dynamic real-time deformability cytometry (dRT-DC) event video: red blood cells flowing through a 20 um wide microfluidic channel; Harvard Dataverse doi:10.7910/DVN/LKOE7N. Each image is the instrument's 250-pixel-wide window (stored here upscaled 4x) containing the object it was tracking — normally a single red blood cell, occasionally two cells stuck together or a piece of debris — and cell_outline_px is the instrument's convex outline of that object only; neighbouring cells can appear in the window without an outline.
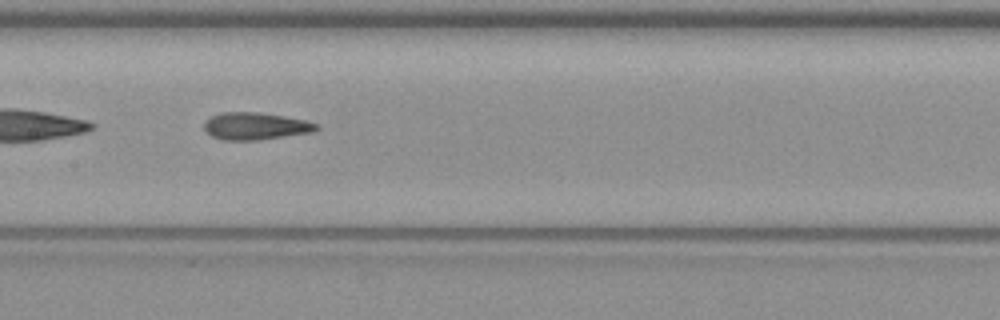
{"species": "common noctule bat (a hibernating species)", "species_latin": "Nyctalus noctula", "temperature_condition": "warm", "stored_images_in_passage": 40, "camera_frame_rate_fps": 3000, "um_per_image_px": 0.085, "animal": {"sex": "female", "body_mass_g": 19.3, "forearm_length_mm": 54.1}, "frame": {"image": 1, "passage_image": 12, "time_ms": 3.667, "image_size_px": [1000, 320], "cell_outline_px": [[320, 128], [312, 132], [260, 140], [224, 140], [212, 136], [204, 128], [204, 124], [212, 116], [220, 112], [256, 112], [284, 116], [304, 120], [316, 124]], "centroid_in_image_um": [21.72, 10.72], "position_along_channel_um": 185.7, "area_um2": 17.63}, "authors_computed_cell_mechanics": {"area_um2": 17.5712, "velocity_mm_per_s": 3.816, "shape_relaxation_time_tau1_ms": 9.0018, "shape_relaxation_time_tau2_ms": 2.351, "deformation_change_tau1": 0.2372, "deformation_change_tau2": 0.1166}}